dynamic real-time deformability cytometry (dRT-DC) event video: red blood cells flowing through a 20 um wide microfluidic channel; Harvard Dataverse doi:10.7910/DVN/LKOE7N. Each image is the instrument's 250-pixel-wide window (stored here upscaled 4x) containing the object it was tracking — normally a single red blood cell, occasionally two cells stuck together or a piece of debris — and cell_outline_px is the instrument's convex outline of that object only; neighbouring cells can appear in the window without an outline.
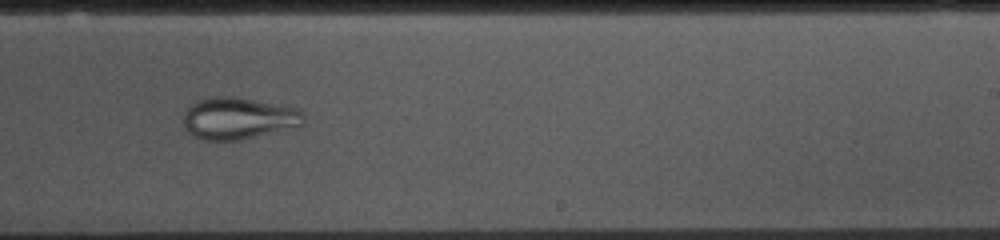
{"species": "common noctule bat (a hibernating species)", "species_latin": "Nyctalus noctula", "temperature_condition": "cold", "stored_images_in_passage": 53, "camera_frame_rate_fps": 3000, "um_per_image_px": 0.085, "animal": {"sex": "female", "body_mass_g": 10.0, "forearm_length_mm": 53.1}, "frame": {"image": 1, "passage_image": 31, "time_ms": 10.0, "image_size_px": [1000, 240], "cell_outline_px": [[304, 124], [300, 128], [240, 140], [204, 140], [192, 136], [188, 132], [184, 124], [184, 112], [196, 100], [212, 96], [232, 96], [296, 108], [304, 112]], "centroid_in_image_um": [20.31, 10.08], "position_along_channel_um": 268.7, "area_um2": 29.77}}